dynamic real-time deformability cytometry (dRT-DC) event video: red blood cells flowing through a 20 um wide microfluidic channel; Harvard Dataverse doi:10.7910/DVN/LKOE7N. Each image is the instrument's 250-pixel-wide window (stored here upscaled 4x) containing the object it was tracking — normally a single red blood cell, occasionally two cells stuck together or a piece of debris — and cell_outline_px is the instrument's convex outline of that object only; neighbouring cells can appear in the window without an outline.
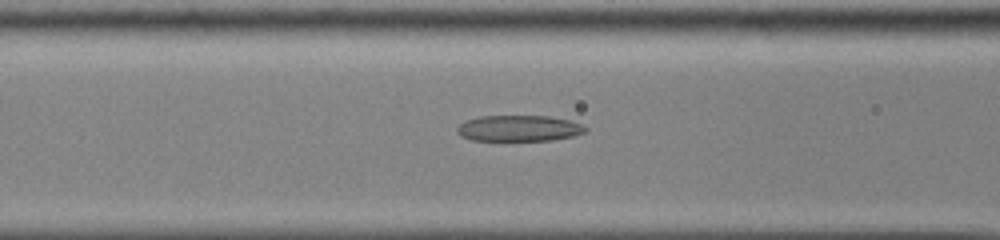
{"species": "common noctule bat (a hibernating species)", "species_latin": "Nyctalus noctula", "temperature_condition": "cold", "stored_images_in_passage": 54, "camera_frame_rate_fps": 3000, "um_per_image_px": 0.085, "animal": {"sex": "male", "body_mass_g": 13.0, "forearm_length_mm": 53.1}, "frame": {"image": 1, "passage_image": 24, "time_ms": 7.667, "image_size_px": [1000, 240], "cell_outline_px": [[588, 128], [584, 132], [572, 136], [552, 140], [472, 140], [460, 136], [456, 132], [456, 128], [464, 120], [480, 116], [548, 116], [568, 120], [580, 124]], "centroid_in_image_um": [44.05, 10.9], "position_along_channel_um": 122.6, "area_um2": 19.36}}
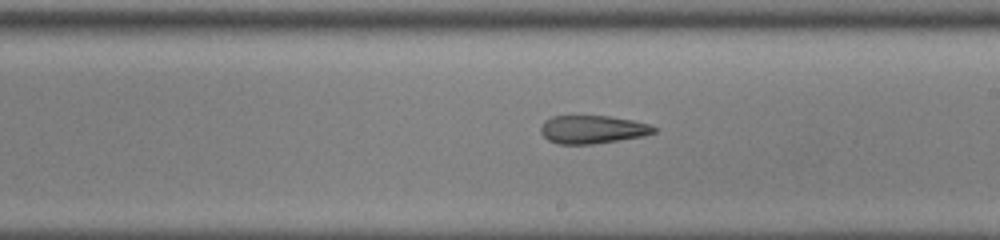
{"frame": {"image": 2, "passage_image": 33, "time_ms": 10.667, "image_size_px": [1000, 240], "cell_outline_px": [[656, 132], [644, 136], [620, 140], [592, 144], [556, 144], [548, 140], [540, 132], [540, 128], [544, 120], [552, 116], [608, 116], [632, 120], [648, 124], [656, 128]], "centroid_in_image_um": [50.34, 11.01], "position_along_channel_um": 238.7, "area_um2": 18.61}}
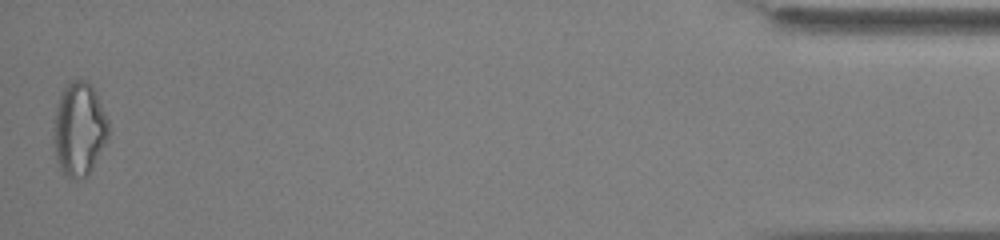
{"frame": {"image": 3, "passage_image": 54, "time_ms": 17.667, "image_size_px": [1000, 240], "cell_outline_px": [[108, 140], [88, 176], [72, 180], [68, 180], [60, 172], [56, 156], [52, 136], [56, 108], [60, 92], [68, 80], [88, 80], [96, 92], [108, 120]], "centroid_in_image_um": [6.71, 10.99], "position_along_channel_um": 428.5, "area_um2": 30.63}, "authors_computed_cell_mechanics": {"area_um2": 22.1374, "velocity_mm_per_s": 3.87, "shape_relaxation_time_tau1_ms": null, "shape_relaxation_time_tau2_ms": 3.3299, "deformation_change_tau1": null, "deformation_change_tau2": 0.1385}}